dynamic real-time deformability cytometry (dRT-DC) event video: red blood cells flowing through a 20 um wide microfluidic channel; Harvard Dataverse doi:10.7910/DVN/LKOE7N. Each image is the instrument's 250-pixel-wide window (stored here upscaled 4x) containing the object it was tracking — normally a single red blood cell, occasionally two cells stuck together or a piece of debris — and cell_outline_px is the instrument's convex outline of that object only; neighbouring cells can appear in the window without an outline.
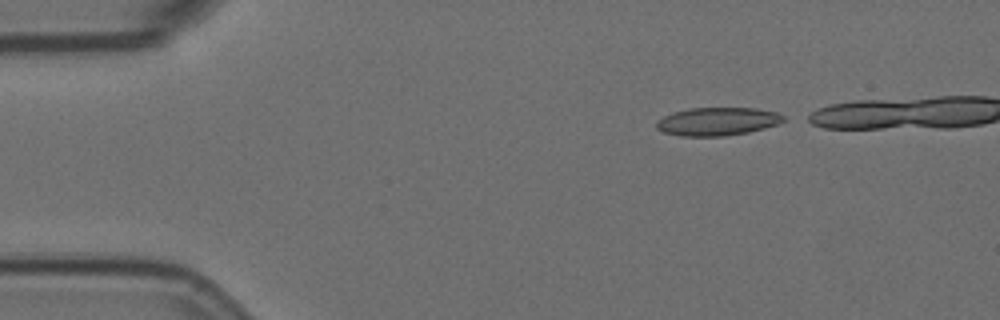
{"species": "Egyptian fruit bat (a non-hibernating species)", "species_latin": "Rousettus aegyptiacus", "temperature_condition": "room temperature", "stored_images_in_passage": 12, "camera_frame_rate_fps": 3000, "um_per_image_px": 0.085, "animal": {"sex": "female"}, "frame": {"image": 1, "passage_image": 1, "time_ms": 0.0, "image_size_px": [1000, 320], "cell_outline_px": [[784, 120], [776, 124], [764, 128], [748, 132], [724, 136], [680, 136], [664, 132], [656, 128], [656, 120], [672, 112], [688, 108], [756, 108], [776, 112], [784, 116]], "centroid_in_image_um": [60.94, 10.32], "position_along_channel_um": 24.1, "area_um2": 20.81}}